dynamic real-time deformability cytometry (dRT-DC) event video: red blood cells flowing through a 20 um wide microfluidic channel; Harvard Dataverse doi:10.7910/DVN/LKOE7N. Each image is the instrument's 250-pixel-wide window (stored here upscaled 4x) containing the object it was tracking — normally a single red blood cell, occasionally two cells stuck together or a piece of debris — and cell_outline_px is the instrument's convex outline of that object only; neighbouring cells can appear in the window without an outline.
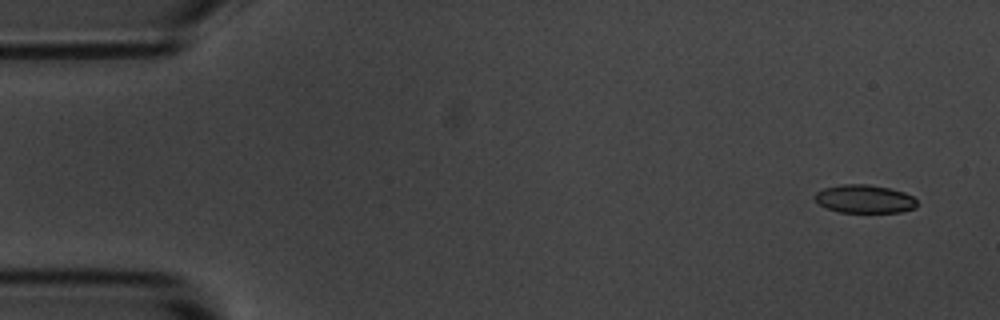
{"species": "common noctule bat (a hibernating species)", "species_latin": "Nyctalus noctula", "temperature_condition": "room temperature", "stored_images_in_passage": 53, "camera_frame_rate_fps": 3000, "um_per_image_px": 0.085, "animal": {"sex": "male", "body_mass_g": 20.1, "forearm_length_mm": 53.5}, "frame": {"image": 1, "passage_image": 1, "time_ms": 0.0, "image_size_px": [1000, 320], "cell_outline_px": [[916, 208], [900, 212], [840, 212], [828, 208], [820, 204], [812, 196], [816, 192], [824, 188], [840, 184], [868, 184], [892, 188], [904, 192], [912, 196], [916, 200]], "centroid_in_image_um": [73.49, 16.9], "position_along_channel_um": 11.5, "area_um2": 16.88}}
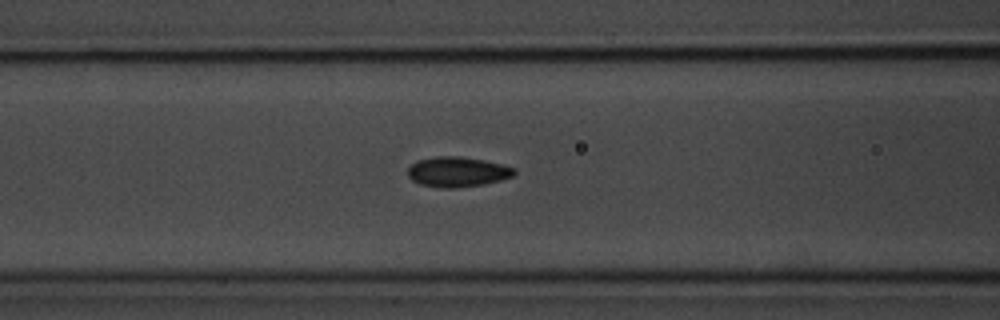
{"frame": {"image": 2, "passage_image": 20, "time_ms": 6.333, "image_size_px": [1000, 320], "cell_outline_px": [[516, 172], [512, 176], [500, 180], [484, 184], [456, 188], [444, 188], [420, 184], [412, 180], [408, 176], [408, 168], [416, 160], [436, 156], [456, 156], [484, 160], [516, 168]], "centroid_in_image_um": [38.86, 14.6], "position_along_channel_um": 127.7, "area_um2": 18.61}}
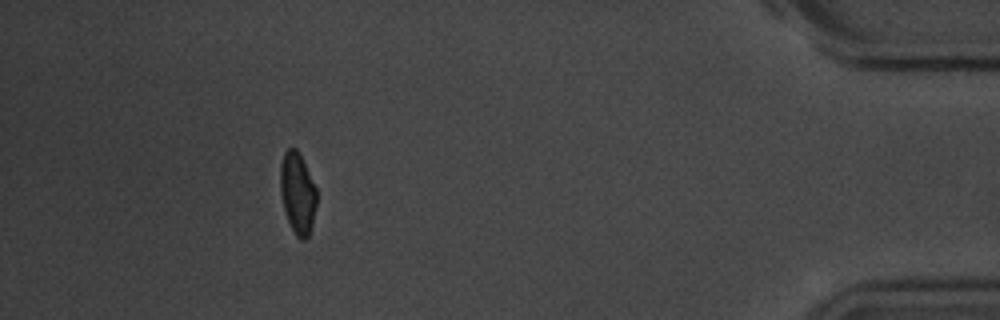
{"frame": {"image": 3, "passage_image": 48, "time_ms": 15.667, "image_size_px": [1000, 320], "cell_outline_px": [[316, 204], [312, 224], [308, 236], [304, 240], [300, 240], [296, 236], [288, 220], [284, 208], [280, 192], [280, 164], [284, 152], [288, 148], [296, 148], [316, 188]], "centroid_in_image_um": [25.27, 16.42], "position_along_channel_um": 409.9, "area_um2": 16.94}, "authors_computed_cell_mechanics": {"area_um2": 17.9758, "velocity_mm_per_s": 3.6377, "shape_relaxation_time_tau1_ms": 2.7318, "shape_relaxation_time_tau2_ms": 2.5499, "deformation_change_tau1": 0.0818, "deformation_change_tau2": 0.0518}}